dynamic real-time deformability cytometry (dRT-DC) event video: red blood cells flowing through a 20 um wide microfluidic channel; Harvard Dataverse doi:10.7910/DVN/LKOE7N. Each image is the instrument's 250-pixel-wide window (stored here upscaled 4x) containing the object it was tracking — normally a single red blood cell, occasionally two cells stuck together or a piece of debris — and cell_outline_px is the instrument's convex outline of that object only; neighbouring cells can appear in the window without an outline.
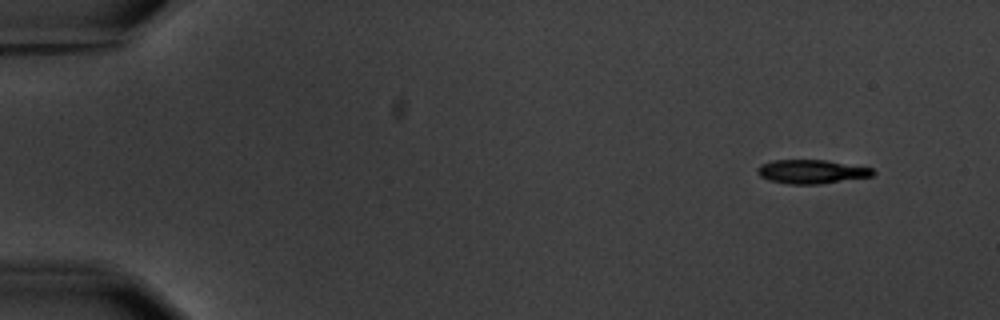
{"species": "common noctule bat (a hibernating species)", "species_latin": "Nyctalus noctula", "temperature_condition": "warm", "stored_images_in_passage": 8, "camera_frame_rate_fps": 3000, "um_per_image_px": 0.085, "animal": {"sex": "male", "body_mass_g": 20.1, "forearm_length_mm": 53.5}, "frame": {"image": 1, "passage_image": 1, "time_ms": 0.0, "image_size_px": [1000, 320], "cell_outline_px": [[876, 172], [872, 176], [820, 184], [788, 184], [768, 180], [760, 176], [756, 172], [756, 168], [760, 164], [772, 160], [824, 160], [872, 168]], "centroid_in_image_um": [68.93, 14.59], "position_along_channel_um": 16.1, "area_um2": 16.07}}
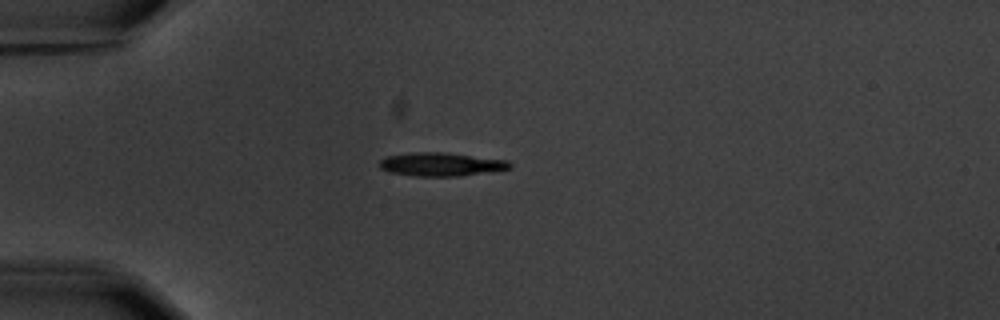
{"frame": {"image": 2, "passage_image": 4, "time_ms": 3.667, "image_size_px": [1000, 320], "cell_outline_px": [[512, 168], [456, 176], [416, 176], [392, 172], [380, 168], [380, 160], [384, 156], [416, 152], [444, 152], [508, 160], [512, 164]], "centroid_in_image_um": [37.49, 13.95], "position_along_channel_um": 47.5, "area_um2": 17.63}}
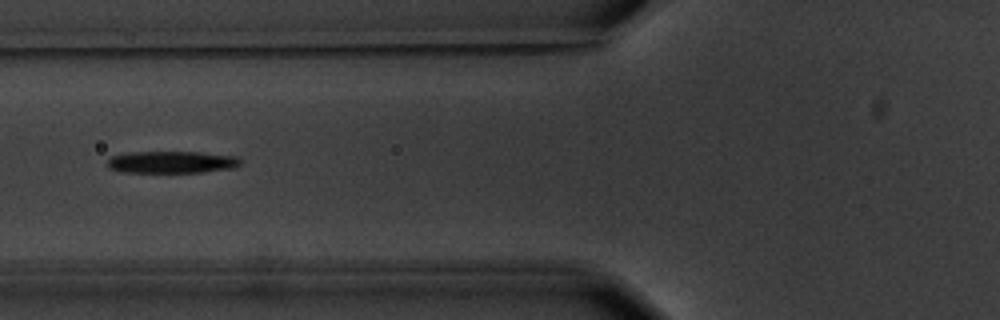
{"frame": {"image": 3, "passage_image": 6, "time_ms": 6.0, "image_size_px": [1000, 320], "cell_outline_px": [[240, 164], [236, 168], [204, 172], [124, 172], [108, 168], [108, 160], [112, 156], [128, 152], [200, 152], [236, 156], [240, 160]], "centroid_in_image_um": [14.62, 13.78], "position_along_channel_um": 111.2, "area_um2": 17.11}}